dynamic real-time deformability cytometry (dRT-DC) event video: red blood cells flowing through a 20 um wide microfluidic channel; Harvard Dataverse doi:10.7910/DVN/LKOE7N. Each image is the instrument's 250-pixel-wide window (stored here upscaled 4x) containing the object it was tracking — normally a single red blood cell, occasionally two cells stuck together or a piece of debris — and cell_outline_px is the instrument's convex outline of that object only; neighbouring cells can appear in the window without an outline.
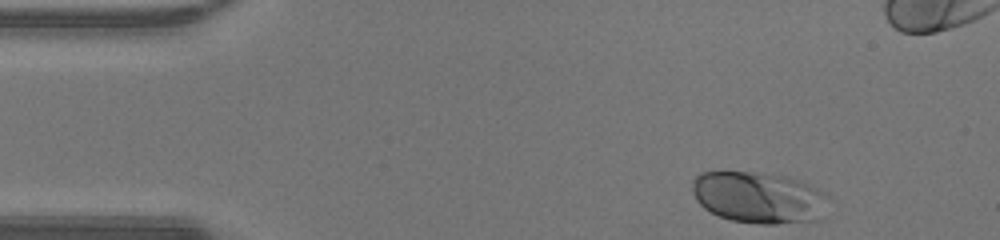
{"species": "human", "species_latin": "Homo sapiens", "temperature_condition": "warm", "stored_images_in_passage": 34, "camera_frame_rate_fps": 3000, "um_per_image_px": 0.085, "donor": {"sex": "male"}, "frame": {"image": 1, "passage_image": 1, "time_ms": 0.0, "image_size_px": [1000, 240], "cell_outline_px": [[832, 200], [824, 220], [776, 224], [760, 224], [732, 220], [720, 216], [704, 208], [696, 200], [692, 192], [692, 180], [700, 172], [752, 172], [792, 176], [832, 196]], "centroid_in_image_um": [64.61, 16.8], "position_along_channel_um": 20.4, "area_um2": 41.96}}
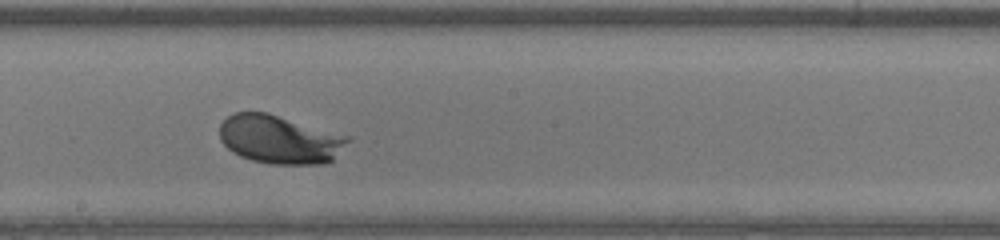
{"frame": {"image": 2, "passage_image": 21, "time_ms": 6.667, "image_size_px": [1000, 240], "cell_outline_px": [[352, 140], [332, 160], [324, 164], [272, 164], [252, 160], [240, 156], [232, 152], [220, 140], [220, 124], [228, 116], [236, 112], [268, 112], [352, 136]], "centroid_in_image_um": [23.82, 11.84], "position_along_channel_um": 224.4, "area_um2": 36.65}}
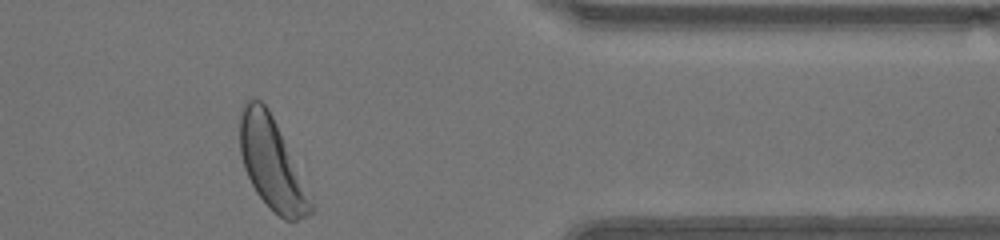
{"frame": {"image": 3, "passage_image": 34, "time_ms": 11.0, "image_size_px": [1000, 240], "cell_outline_px": [[316, 208], [308, 216], [296, 220], [284, 220], [256, 192], [244, 168], [240, 152], [240, 108], [244, 100], [252, 96], [260, 100], [268, 108], [276, 124]], "centroid_in_image_um": [23.08, 13.86], "position_along_channel_um": 388.3, "area_um2": 37.11}, "authors_computed_cell_mechanics": {"area_um2": 36.5874, "velocity_mm_per_s": 4.3107, "shape_relaxation_time_tau1_ms": 1.7516, "shape_relaxation_time_tau2_ms": null, "deformation_change_tau1": 0.1348, "deformation_change_tau2": null}}